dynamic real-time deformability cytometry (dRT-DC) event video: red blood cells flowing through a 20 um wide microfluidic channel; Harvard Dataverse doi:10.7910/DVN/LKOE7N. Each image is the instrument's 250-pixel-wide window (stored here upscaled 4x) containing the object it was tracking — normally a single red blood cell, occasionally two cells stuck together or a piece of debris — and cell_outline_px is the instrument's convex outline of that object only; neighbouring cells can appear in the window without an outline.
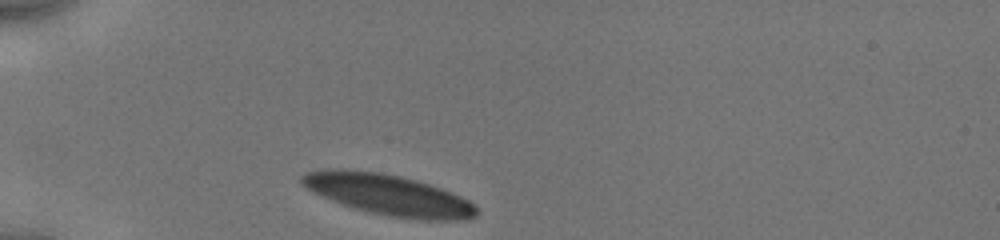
{"species": "human", "species_latin": "Homo sapiens", "temperature_condition": "cold", "stored_images_in_passage": 39, "camera_frame_rate_fps": 3000, "um_per_image_px": 0.085, "donor": {"sex": "male"}, "frame": {"image": 1, "passage_image": 1, "time_ms": 0.0, "image_size_px": [1000, 240], "cell_outline_px": [[476, 216], [468, 220], [420, 220], [388, 216], [368, 212], [320, 196], [312, 192], [300, 184], [300, 176], [308, 172], [328, 168], [344, 168], [380, 172], [400, 176], [416, 180], [452, 192], [468, 200], [476, 208]], "centroid_in_image_um": [32.98, 16.55], "position_along_channel_um": 52.0, "area_um2": 41.67}}
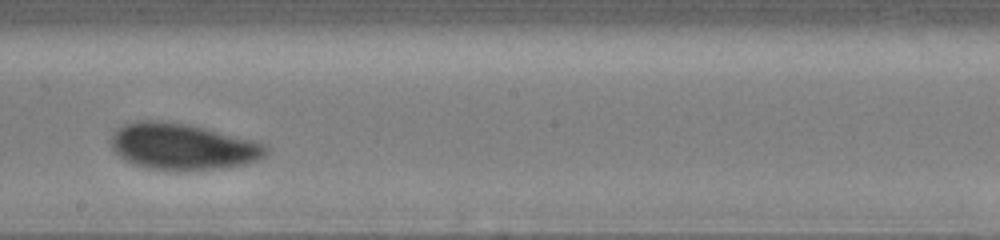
{"frame": {"image": 2, "passage_image": 24, "time_ms": 5.333, "image_size_px": [1000, 240], "cell_outline_px": [[268, 152], [264, 156], [256, 160], [244, 164], [220, 168], [148, 168], [132, 164], [124, 160], [112, 148], [108, 140], [116, 128], [124, 124], [136, 120], [160, 120], [184, 124], [204, 128], [252, 140], [264, 144], [268, 148]], "centroid_in_image_um": [15.44, 12.42], "position_along_channel_um": 232.8, "area_um2": 41.1}}
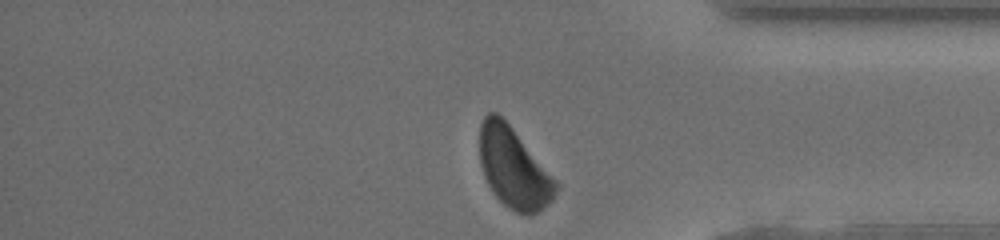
{"frame": {"image": 3, "passage_image": 38, "time_ms": 9.667, "image_size_px": [1000, 240], "cell_outline_px": [[560, 184], [552, 200], [548, 204], [532, 216], [528, 216], [516, 212], [508, 208], [496, 196], [488, 184], [484, 176], [480, 164], [480, 124], [484, 116], [488, 112], [496, 112], [512, 128]], "centroid_in_image_um": [43.67, 14.3], "position_along_channel_um": 391.5, "area_um2": 35.55}, "authors_computed_cell_mechanics": {"area_um2": 41.2114, "velocity_mm_per_s": 3.8754, "shape_relaxation_time_tau1_ms": 2.6808, "shape_relaxation_time_tau2_ms": 0.6302, "deformation_change_tau1": 0.0907, "deformation_change_tau2": 0.0501}}